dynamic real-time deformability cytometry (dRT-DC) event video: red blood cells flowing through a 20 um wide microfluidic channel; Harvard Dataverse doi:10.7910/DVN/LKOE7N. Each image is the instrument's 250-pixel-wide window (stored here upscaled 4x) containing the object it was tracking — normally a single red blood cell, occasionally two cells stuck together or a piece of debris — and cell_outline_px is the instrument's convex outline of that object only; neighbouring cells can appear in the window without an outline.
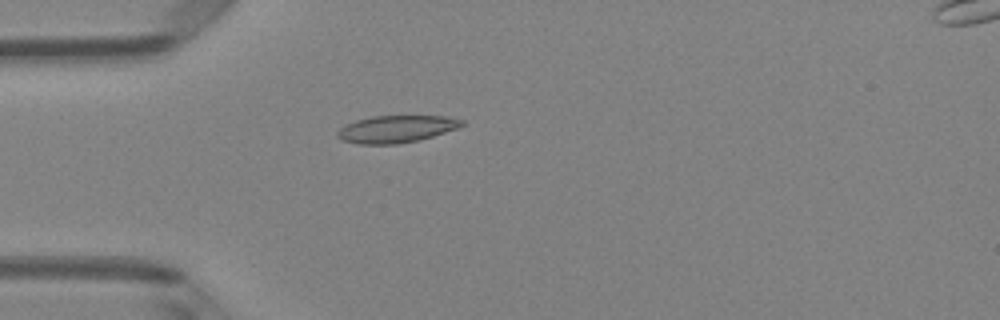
{"species": "Egyptian fruit bat (a non-hibernating species)", "species_latin": "Rousettus aegyptiacus", "temperature_condition": "room temperature", "stored_images_in_passage": 49, "camera_frame_rate_fps": 3000, "um_per_image_px": 0.085, "animal": {"sex": "female"}, "frame": {"image": 1, "passage_image": 14, "time_ms": 4.333, "image_size_px": [1000, 320], "cell_outline_px": [[464, 124], [456, 128], [420, 140], [396, 144], [360, 144], [344, 140], [336, 136], [336, 132], [340, 128], [356, 120], [372, 116], [444, 116], [464, 120]], "centroid_in_image_um": [33.67, 10.96], "position_along_channel_um": 51.3, "area_um2": 19.48}}
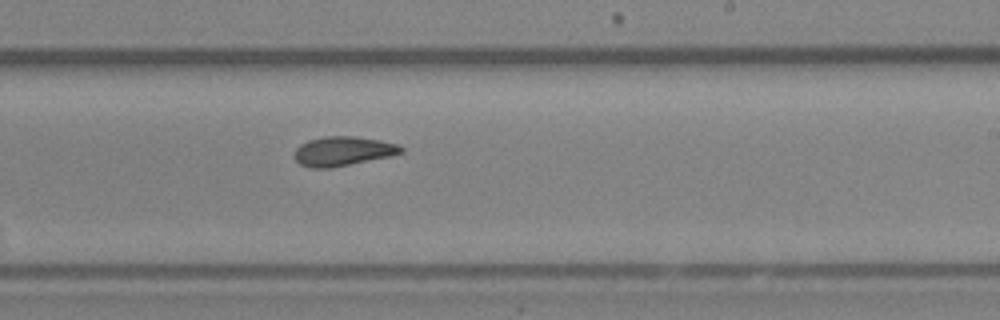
{"frame": {"image": 2, "passage_image": 30, "time_ms": 9.667, "image_size_px": [1000, 320], "cell_outline_px": [[404, 152], [388, 156], [332, 168], [312, 168], [300, 164], [296, 160], [296, 148], [300, 144], [308, 140], [324, 136], [356, 136], [380, 140], [400, 144], [404, 148]], "centroid_in_image_um": [29.17, 12.84], "position_along_channel_um": 259.8, "area_um2": 18.21}}
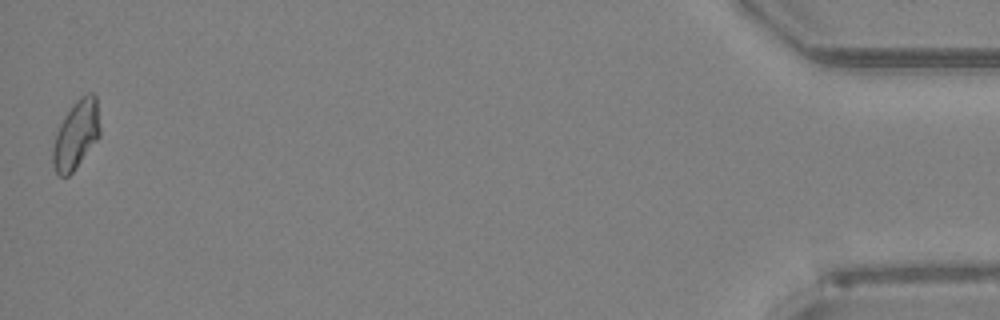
{"frame": {"image": 3, "passage_image": 49, "time_ms": 16.0, "image_size_px": [1000, 320], "cell_outline_px": [[100, 136], [72, 172], [68, 176], [60, 176], [56, 172], [52, 164], [52, 148], [56, 132], [64, 116], [72, 104], [80, 96], [88, 92], [92, 92], [96, 96], [100, 128]], "centroid_in_image_um": [6.46, 11.42], "position_along_channel_um": 428.7, "area_um2": 18.84}, "authors_computed_cell_mechanics": {"area_um2": 18.2648, "velocity_mm_per_s": 4.108, "shape_relaxation_time_tau1_ms": null, "shape_relaxation_time_tau2_ms": 4.3322, "deformation_change_tau1": null, "deformation_change_tau2": 0.0916}}